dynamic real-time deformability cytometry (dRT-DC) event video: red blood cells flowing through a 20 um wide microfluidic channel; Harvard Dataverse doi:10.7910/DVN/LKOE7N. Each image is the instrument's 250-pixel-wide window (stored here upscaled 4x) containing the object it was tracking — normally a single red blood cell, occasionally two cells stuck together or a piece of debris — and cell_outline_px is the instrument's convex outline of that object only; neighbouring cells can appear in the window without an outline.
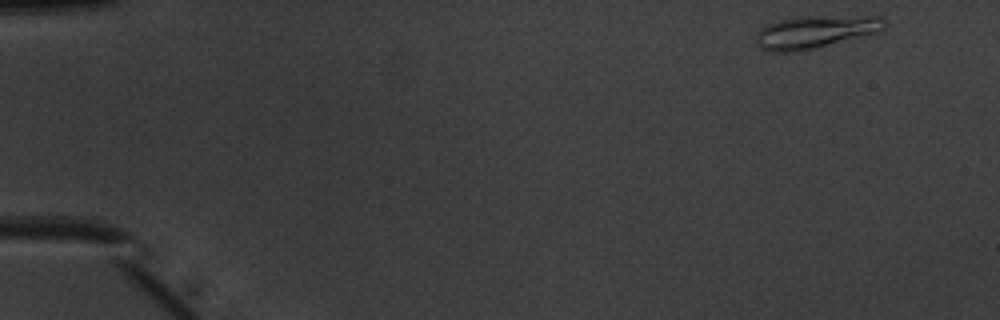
{"species": "common noctule bat (a hibernating species)", "species_latin": "Nyctalus noctula", "temperature_condition": "warm", "stored_images_in_passage": 48, "camera_frame_rate_fps": 3000, "um_per_image_px": 0.085, "animal": {"sex": "male", "body_mass_g": 20.1, "forearm_length_mm": 53.5}, "frame": {"image": 1, "passage_image": 1, "time_ms": 0.0, "image_size_px": [1000, 320], "cell_outline_px": [[888, 24], [880, 32], [804, 52], [768, 52], [760, 48], [756, 44], [756, 32], [760, 28], [768, 24], [780, 20], [808, 16], [880, 16]], "centroid_in_image_um": [69.31, 2.74], "position_along_channel_um": 15.7, "area_um2": 25.03}}
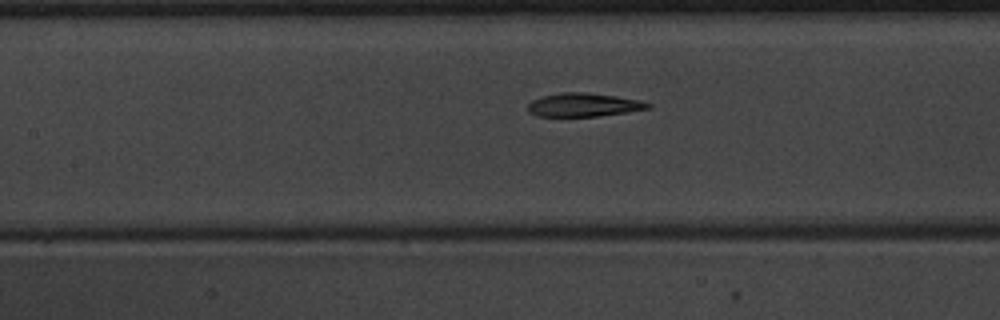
{"frame": {"image": 2, "passage_image": 21, "time_ms": 6.667, "image_size_px": [1000, 320], "cell_outline_px": [[652, 108], [628, 112], [596, 116], [536, 116], [528, 112], [528, 104], [532, 100], [540, 96], [560, 92], [588, 92], [616, 96], [640, 100], [652, 104]], "centroid_in_image_um": [49.6, 8.9], "position_along_channel_um": 157.8, "area_um2": 16.65}}
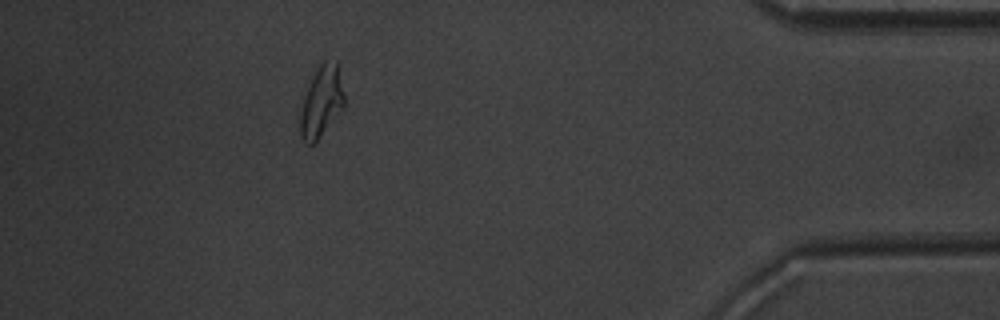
{"frame": {"image": 3, "passage_image": 43, "time_ms": 14.0, "image_size_px": [1000, 320], "cell_outline_px": [[344, 108], [316, 140], [312, 144], [308, 144], [300, 136], [300, 112], [304, 96], [312, 76], [320, 64], [324, 60], [336, 60], [344, 96]], "centroid_in_image_um": [27.32, 8.62], "position_along_channel_um": 407.9, "area_um2": 17.92}, "authors_computed_cell_mechanics": {"area_um2": 17.6868, "velocity_mm_per_s": 4.0143, "shape_relaxation_time_tau1_ms": 7.6945, "shape_relaxation_time_tau2_ms": 2.0656, "deformation_change_tau1": 0.2626, "deformation_change_tau2": 0.079}}